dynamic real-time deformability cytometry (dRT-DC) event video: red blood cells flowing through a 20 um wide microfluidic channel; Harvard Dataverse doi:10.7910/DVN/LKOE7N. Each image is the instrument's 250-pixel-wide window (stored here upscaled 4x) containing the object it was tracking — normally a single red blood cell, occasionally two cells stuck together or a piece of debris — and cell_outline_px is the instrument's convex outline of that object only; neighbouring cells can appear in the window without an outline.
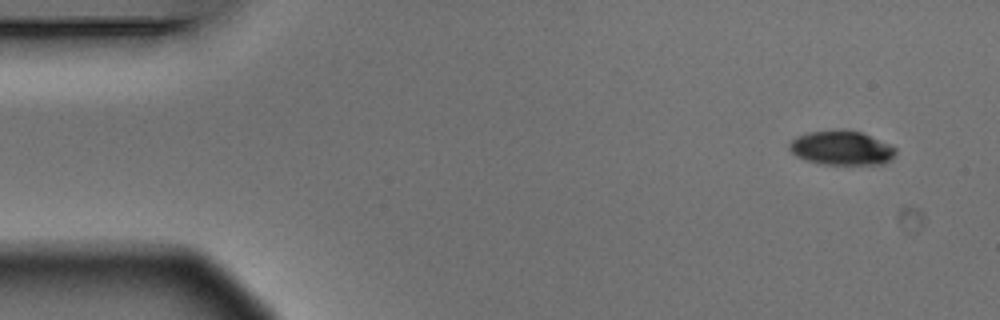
{"species": "Egyptian fruit bat (a non-hibernating species)", "species_latin": "Rousettus aegyptiacus", "temperature_condition": "warm", "stored_images_in_passage": 4, "camera_frame_rate_fps": 3000, "um_per_image_px": 0.085, "animal": {"sex": "male"}, "frame": {"image": 1, "passage_image": 1, "time_ms": 0.0, "image_size_px": [1000, 320], "cell_outline_px": [[896, 152], [892, 160], [884, 164], [820, 164], [796, 156], [788, 148], [788, 144], [796, 136], [808, 132], [836, 128], [844, 128], [860, 132], [892, 144], [896, 148]], "centroid_in_image_um": [71.55, 12.55], "position_along_channel_um": 13.5, "area_um2": 21.68}}
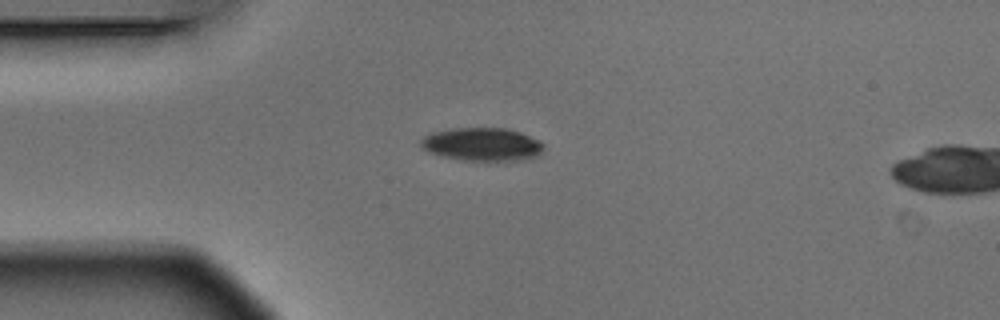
{"frame": {"image": 2, "passage_image": 3, "time_ms": 0.667, "image_size_px": [1000, 320], "cell_outline_px": [[544, 148], [536, 156], [520, 160], [468, 160], [440, 156], [428, 152], [420, 148], [420, 140], [424, 136], [432, 132], [452, 128], [508, 128], [520, 132], [540, 140], [544, 144]], "centroid_in_image_um": [40.95, 12.25], "position_along_channel_um": 44.0, "area_um2": 23.81}}